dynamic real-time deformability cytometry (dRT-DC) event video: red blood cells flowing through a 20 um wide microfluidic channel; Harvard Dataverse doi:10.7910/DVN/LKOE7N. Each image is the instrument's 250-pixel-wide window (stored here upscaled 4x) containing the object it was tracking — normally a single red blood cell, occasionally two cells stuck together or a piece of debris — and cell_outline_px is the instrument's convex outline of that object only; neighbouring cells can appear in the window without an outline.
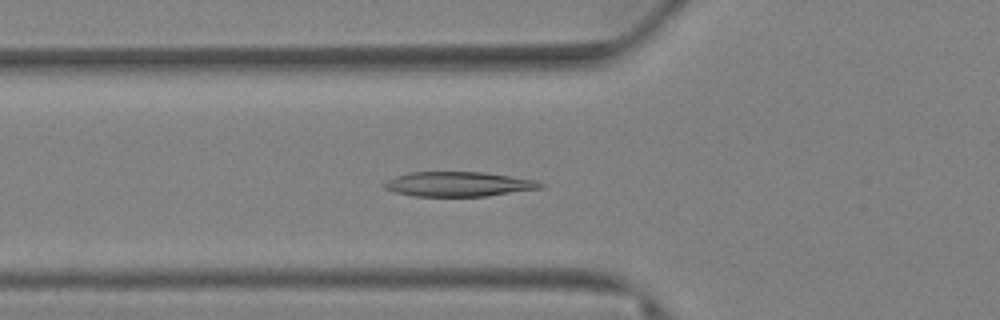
{"species": "Egyptian fruit bat (a non-hibernating species)", "species_latin": "Rousettus aegyptiacus", "temperature_condition": "warm", "stored_images_in_passage": 80, "camera_frame_rate_fps": 3000, "um_per_image_px": 0.085, "animal": {"sex": "female"}, "frame": {"image": 1, "passage_image": 29, "time_ms": 9.333, "image_size_px": [1000, 320], "cell_outline_px": [[548, 184], [544, 188], [488, 196], [412, 196], [396, 192], [384, 188], [380, 184], [396, 176], [408, 172], [484, 172], [536, 180]], "centroid_in_image_um": [39.02, 15.65], "position_along_channel_um": 86.8, "area_um2": 22.72}}
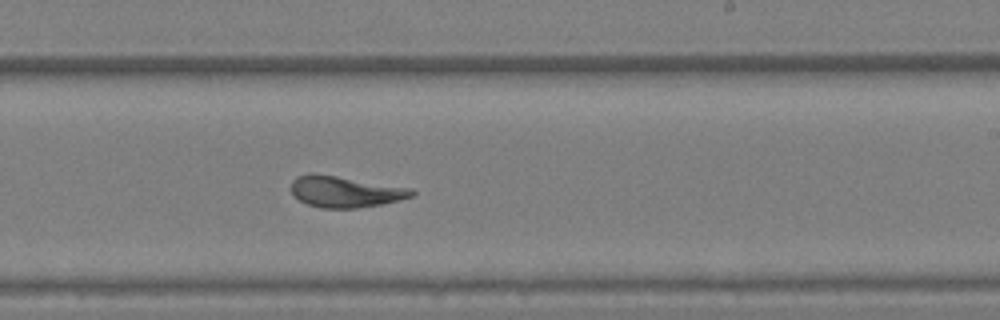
{"frame": {"image": 2, "passage_image": 49, "time_ms": 16.0, "image_size_px": [1000, 320], "cell_outline_px": [[416, 192], [412, 196], [380, 204], [356, 208], [320, 208], [308, 204], [300, 200], [292, 192], [292, 180], [296, 176], [312, 172], [412, 188]], "centroid_in_image_um": [29.31, 16.28], "position_along_channel_um": 259.7, "area_um2": 21.73}}
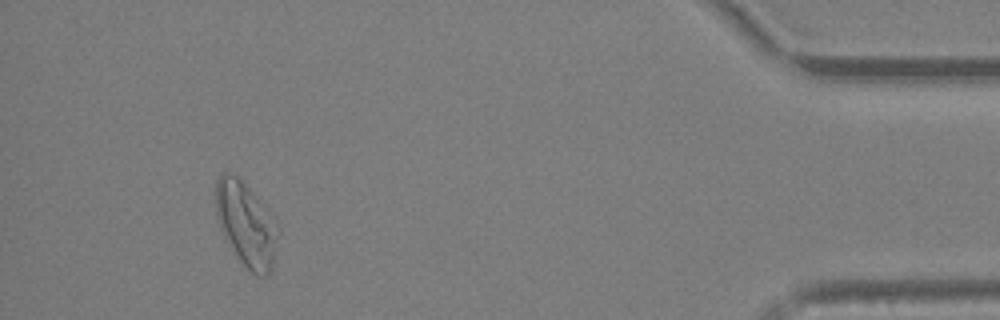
{"frame": {"image": 3, "passage_image": 74, "time_ms": 24.333, "image_size_px": [1000, 320], "cell_outline_px": [[280, 228], [272, 268], [264, 276], [256, 276], [240, 260], [224, 240], [216, 216], [216, 180], [224, 172], [228, 172], [236, 176], [276, 216]], "centroid_in_image_um": [20.95, 19.07], "position_along_channel_um": 414.3, "area_um2": 30.81}, "authors_computed_cell_mechanics": {"area_um2": 23.8714, "velocity_mm_per_s": 2.594, "shape_relaxation_time_tau1_ms": 6.9363, "shape_relaxation_time_tau2_ms": 2.1907, "deformation_change_tau1": 0.2008, "deformation_change_tau2": 0.1072}}